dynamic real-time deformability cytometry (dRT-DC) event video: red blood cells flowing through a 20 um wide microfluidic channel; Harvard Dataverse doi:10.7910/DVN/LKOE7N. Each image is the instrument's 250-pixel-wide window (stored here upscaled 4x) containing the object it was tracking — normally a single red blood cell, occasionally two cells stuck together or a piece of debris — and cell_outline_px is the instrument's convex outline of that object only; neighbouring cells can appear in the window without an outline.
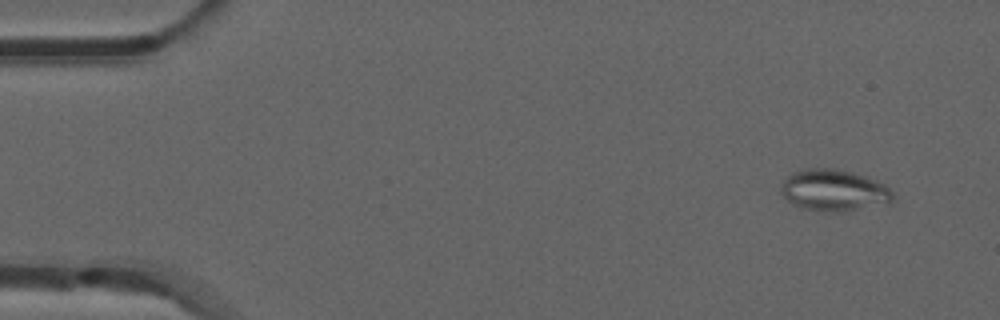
{"species": "common noctule bat (a hibernating species)", "species_latin": "Nyctalus noctula", "temperature_condition": "room temperature", "stored_images_in_passage": 50, "camera_frame_rate_fps": 3000, "um_per_image_px": 0.085, "animal": {"sex": "male", "forearm_length_mm": 52.5}, "frame": {"image": 1, "passage_image": 2, "time_ms": 0.333, "image_size_px": [1000, 320], "cell_outline_px": [[896, 200], [844, 212], [820, 212], [800, 208], [792, 204], [780, 192], [780, 188], [784, 180], [792, 172], [808, 168], [832, 168], [852, 172], [868, 176], [884, 184], [892, 192]], "centroid_in_image_um": [70.85, 16.18], "position_along_channel_um": 14.1, "area_um2": 27.28}}
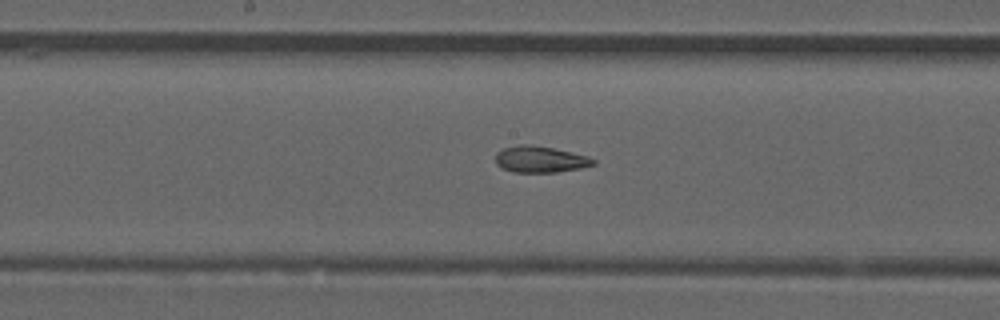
{"frame": {"image": 2, "passage_image": 25, "time_ms": 8.0, "image_size_px": [1000, 320], "cell_outline_px": [[596, 164], [580, 168], [556, 172], [512, 172], [496, 164], [496, 152], [504, 148], [520, 144], [528, 144], [552, 148], [588, 156], [596, 160]], "centroid_in_image_um": [45.92, 13.54], "position_along_channel_um": 202.3, "area_um2": 14.91}}
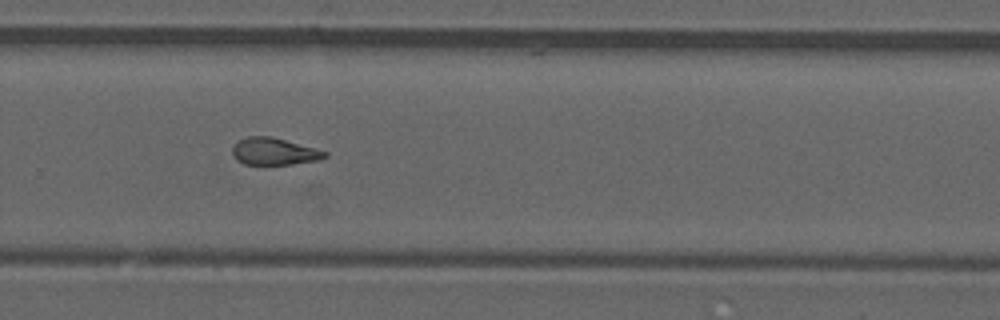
{"frame": {"image": 3, "passage_image": 33, "time_ms": 10.667, "image_size_px": [1000, 320], "cell_outline_px": [[328, 156], [320, 160], [292, 164], [244, 164], [236, 160], [232, 152], [232, 148], [240, 140], [248, 136], [272, 136], [328, 152]], "centroid_in_image_um": [23.32, 12.88], "position_along_channel_um": 306.5, "area_um2": 14.51}, "authors_computed_cell_mechanics": {"area_um2": 15.3459, "velocity_mm_per_s": 3.9196, "shape_relaxation_time_tau1_ms": null, "shape_relaxation_time_tau2_ms": 2.6676, "deformation_change_tau1": null, "deformation_change_tau2": 0.104}}